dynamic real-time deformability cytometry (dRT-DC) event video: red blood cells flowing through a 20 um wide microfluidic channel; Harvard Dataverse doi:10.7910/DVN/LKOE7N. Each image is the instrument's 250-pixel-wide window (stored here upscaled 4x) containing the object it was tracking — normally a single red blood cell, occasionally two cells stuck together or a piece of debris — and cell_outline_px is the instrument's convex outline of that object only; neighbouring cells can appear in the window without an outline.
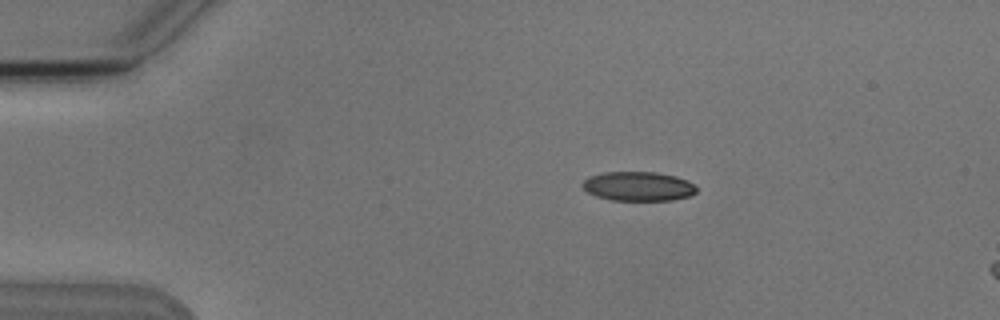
{"species": "Egyptian fruit bat (a non-hibernating species)", "species_latin": "Rousettus aegyptiacus", "temperature_condition": "cold", "stored_images_in_passage": 5, "camera_frame_rate_fps": 3000, "um_per_image_px": 0.085, "animal": {"sex": "male"}, "frame": {"image": 1, "passage_image": 3, "time_ms": 3.0, "image_size_px": [1000, 320], "cell_outline_px": [[696, 192], [692, 196], [672, 200], [608, 200], [596, 196], [588, 192], [580, 184], [588, 176], [604, 172], [656, 172], [676, 176], [688, 180], [696, 188]], "centroid_in_image_um": [54.24, 15.83], "position_along_channel_um": 30.8, "area_um2": 19.59}}